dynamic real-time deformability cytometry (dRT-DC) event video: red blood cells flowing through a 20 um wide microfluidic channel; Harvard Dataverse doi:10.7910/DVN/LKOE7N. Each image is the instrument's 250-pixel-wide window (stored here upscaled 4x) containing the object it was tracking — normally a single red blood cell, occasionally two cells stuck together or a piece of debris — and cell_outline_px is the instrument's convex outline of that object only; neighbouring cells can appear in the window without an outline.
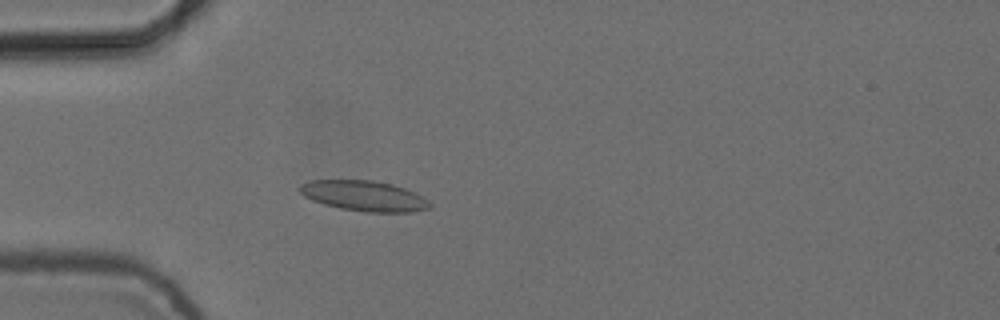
{"species": "common noctule bat (a hibernating species)", "species_latin": "Nyctalus noctula", "temperature_condition": "cold", "stored_images_in_passage": 5, "camera_frame_rate_fps": 3000, "um_per_image_px": 0.085, "animal": {"sex": "female", "body_mass_g": 24.6, "forearm_length_mm": 56.2}, "frame": {"image": 1, "passage_image": 5, "time_ms": 1.333, "image_size_px": [1000, 320], "cell_outline_px": [[432, 208], [408, 212], [364, 212], [340, 208], [324, 204], [312, 200], [304, 196], [300, 192], [300, 184], [312, 180], [372, 180], [392, 184], [404, 188], [428, 200], [432, 204]], "centroid_in_image_um": [30.94, 16.65], "position_along_channel_um": 54.1, "area_um2": 22.89}}